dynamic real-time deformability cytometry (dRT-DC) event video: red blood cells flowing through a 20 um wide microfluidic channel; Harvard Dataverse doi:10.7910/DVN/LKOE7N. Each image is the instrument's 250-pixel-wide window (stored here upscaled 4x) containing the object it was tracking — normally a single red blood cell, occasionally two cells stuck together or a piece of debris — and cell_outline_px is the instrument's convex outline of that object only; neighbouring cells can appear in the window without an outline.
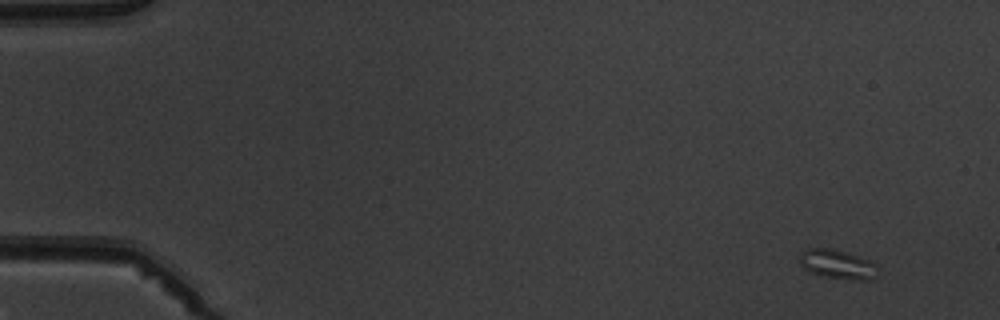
{"species": "common noctule bat (a hibernating species)", "species_latin": "Nyctalus noctula", "temperature_condition": "warm", "stored_images_in_passage": 5, "camera_frame_rate_fps": 3000, "um_per_image_px": 0.085, "animal": {"sex": "male", "body_mass_g": 19.5, "forearm_length_mm": 54.6}, "frame": {"image": 1, "passage_image": 1, "time_ms": 0.0, "image_size_px": [1000, 320], "cell_outline_px": [[876, 276], [872, 280], [856, 280], [820, 276], [804, 268], [800, 264], [800, 252], [808, 248], [832, 248], [872, 260], [876, 264]], "centroid_in_image_um": [71.2, 22.46], "position_along_channel_um": 13.8, "area_um2": 13.41}}